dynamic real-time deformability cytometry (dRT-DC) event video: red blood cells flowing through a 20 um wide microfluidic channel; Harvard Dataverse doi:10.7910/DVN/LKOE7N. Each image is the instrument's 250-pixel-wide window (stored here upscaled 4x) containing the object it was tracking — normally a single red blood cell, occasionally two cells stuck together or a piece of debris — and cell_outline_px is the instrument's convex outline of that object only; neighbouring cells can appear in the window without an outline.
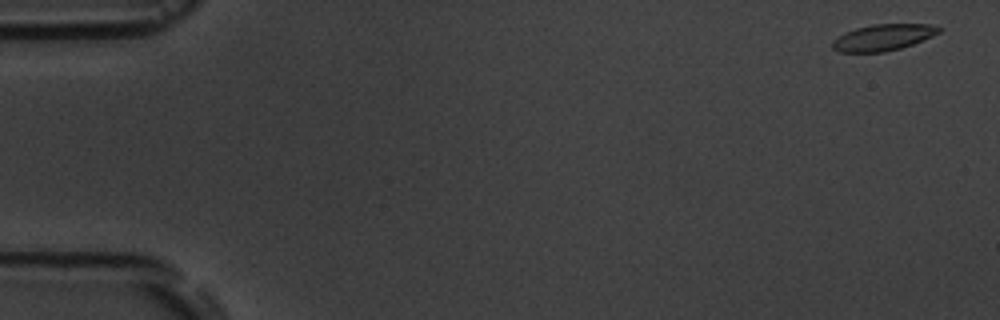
{"species": "common noctule bat (a hibernating species)", "species_latin": "Nyctalus noctula", "temperature_condition": "room temperature", "stored_images_in_passage": 11, "camera_frame_rate_fps": 3000, "um_per_image_px": 0.085, "animal": {"sex": "male", "body_mass_g": 19.5, "forearm_length_mm": 54.6}, "frame": {"image": 1, "passage_image": 1, "time_ms": 0.0, "image_size_px": [1000, 320], "cell_outline_px": [[944, 28], [940, 32], [924, 40], [900, 48], [884, 52], [840, 52], [832, 48], [832, 40], [844, 32], [856, 28], [872, 24], [928, 24]], "centroid_in_image_um": [75.06, 3.17], "position_along_channel_um": 9.9, "area_um2": 16.42}}
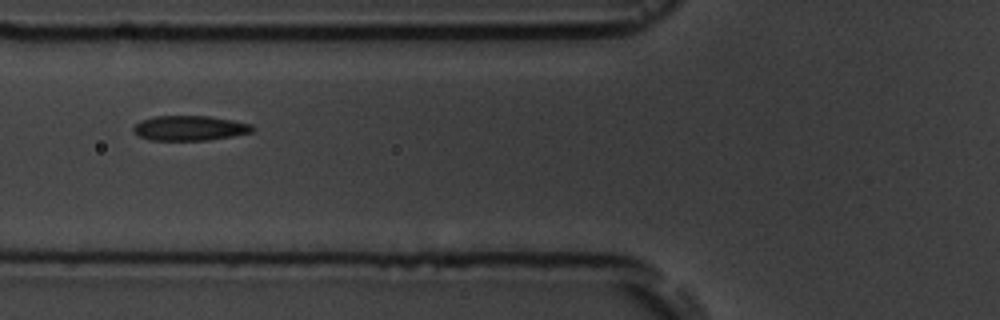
{"frame": {"image": 2, "passage_image": 6, "time_ms": 6.667, "image_size_px": [1000, 320], "cell_outline_px": [[256, 128], [252, 132], [232, 136], [208, 140], [148, 140], [140, 136], [132, 128], [140, 120], [152, 116], [208, 116], [232, 120], [252, 124]], "centroid_in_image_um": [16.14, 10.88], "position_along_channel_um": 109.7, "area_um2": 17.28}}
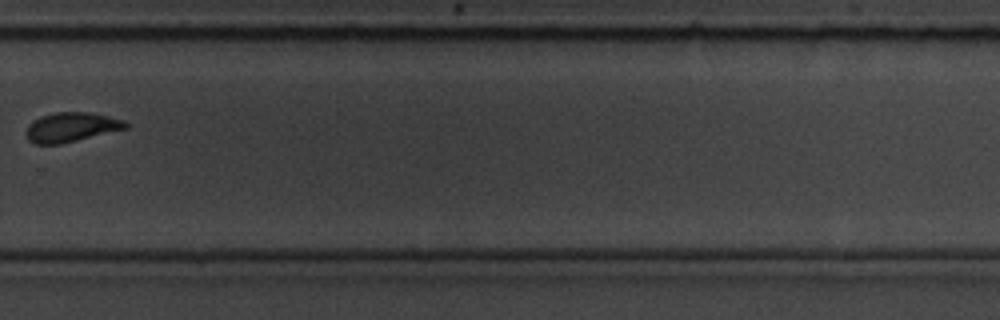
{"frame": {"image": 3, "passage_image": 11, "time_ms": 12.667, "image_size_px": [1000, 320], "cell_outline_px": [[128, 128], [60, 144], [36, 144], [28, 140], [24, 132], [28, 124], [32, 120], [40, 116], [56, 112], [88, 112], [108, 116], [124, 120], [128, 124]], "centroid_in_image_um": [6.01, 10.8], "position_along_channel_um": 323.8, "area_um2": 17.17}}